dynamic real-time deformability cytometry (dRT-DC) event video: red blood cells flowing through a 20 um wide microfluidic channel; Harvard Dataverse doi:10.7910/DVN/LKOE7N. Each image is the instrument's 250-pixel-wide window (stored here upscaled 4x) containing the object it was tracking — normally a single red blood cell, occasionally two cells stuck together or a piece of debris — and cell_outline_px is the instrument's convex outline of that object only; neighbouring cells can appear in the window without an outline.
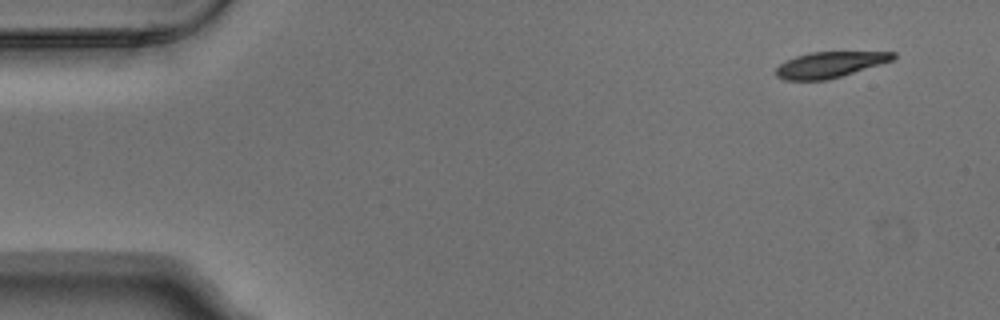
{"species": "Egyptian fruit bat (a non-hibernating species)", "species_latin": "Rousettus aegyptiacus", "temperature_condition": "warm", "stored_images_in_passage": 4, "camera_frame_rate_fps": 3000, "um_per_image_px": 0.085, "animal": {"sex": "male"}, "frame": {"image": 1, "passage_image": 1, "time_ms": 0.0, "image_size_px": [1000, 320], "cell_outline_px": [[896, 56], [892, 60], [880, 64], [828, 80], [784, 80], [776, 76], [776, 68], [780, 64], [796, 56], [812, 52], [896, 52]], "centroid_in_image_um": [70.51, 5.5], "position_along_channel_um": 14.5, "area_um2": 17.4}}
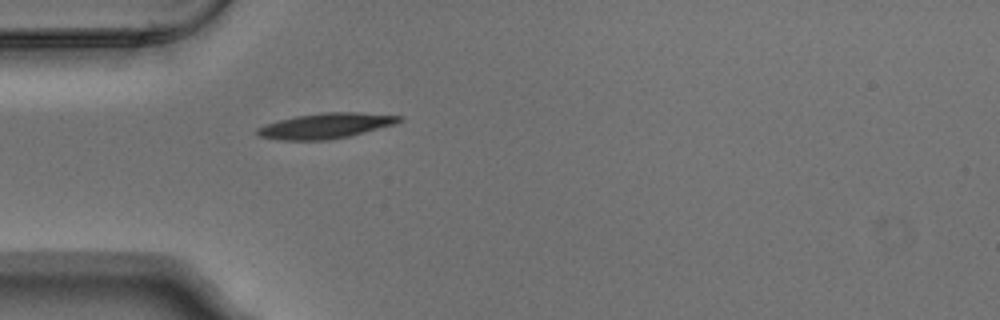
{"frame": {"image": 2, "passage_image": 4, "time_ms": 1.0, "image_size_px": [1000, 320], "cell_outline_px": [[404, 120], [392, 124], [348, 136], [328, 140], [280, 140], [260, 136], [256, 132], [256, 128], [280, 120], [296, 116], [320, 112], [356, 112], [404, 116]], "centroid_in_image_um": [27.68, 10.68], "position_along_channel_um": 57.3, "area_um2": 20.63}}